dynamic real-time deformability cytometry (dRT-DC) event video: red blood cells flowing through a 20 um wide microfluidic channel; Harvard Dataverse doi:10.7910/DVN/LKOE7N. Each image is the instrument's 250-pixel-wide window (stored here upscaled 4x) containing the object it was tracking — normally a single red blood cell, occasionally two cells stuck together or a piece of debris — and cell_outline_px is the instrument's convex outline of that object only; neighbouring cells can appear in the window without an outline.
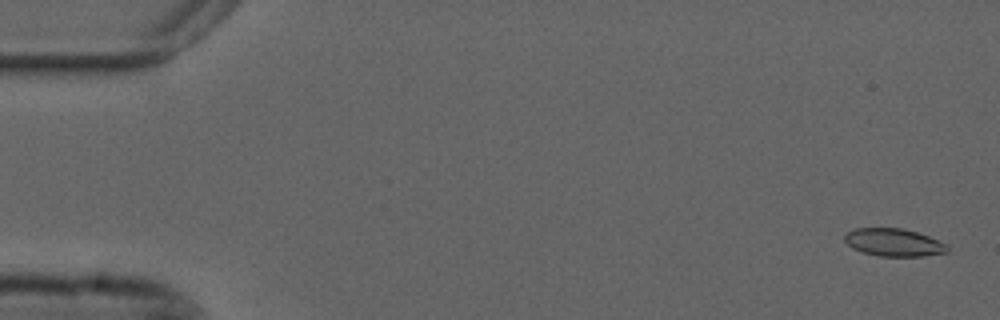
{"species": "common noctule bat (a hibernating species)", "species_latin": "Nyctalus noctula", "temperature_condition": "cold", "stored_images_in_passage": 55, "camera_frame_rate_fps": 3000, "um_per_image_px": 0.085, "animal": {"sex": "male", "forearm_length_mm": 52.5}, "frame": {"image": 1, "passage_image": 2, "time_ms": 0.333, "image_size_px": [1000, 320], "cell_outline_px": [[948, 252], [924, 256], [880, 256], [864, 252], [852, 248], [844, 240], [844, 236], [848, 232], [856, 228], [904, 228], [928, 236], [948, 244]], "centroid_in_image_um": [75.99, 20.6], "position_along_channel_um": 9.0, "area_um2": 16.53}}
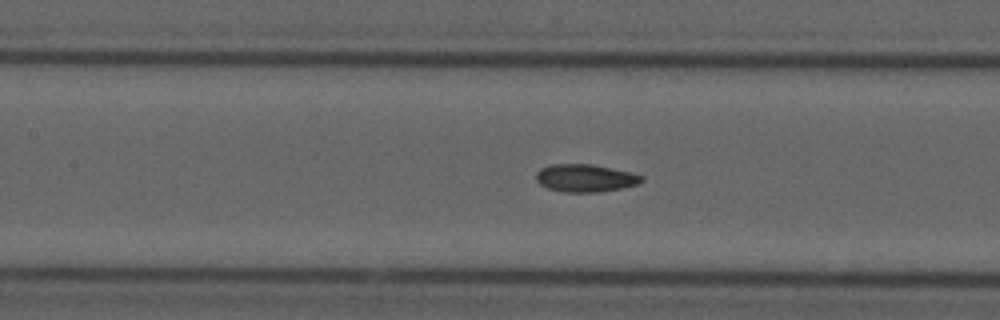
{"frame": {"image": 2, "passage_image": 25, "time_ms": 8.0, "image_size_px": [1000, 320], "cell_outline_px": [[644, 180], [636, 184], [620, 188], [596, 192], [564, 192], [548, 188], [540, 184], [536, 180], [536, 172], [540, 168], [552, 164], [592, 164], [628, 172], [644, 176]], "centroid_in_image_um": [49.71, 15.13], "position_along_channel_um": 157.7, "area_um2": 16.82}}
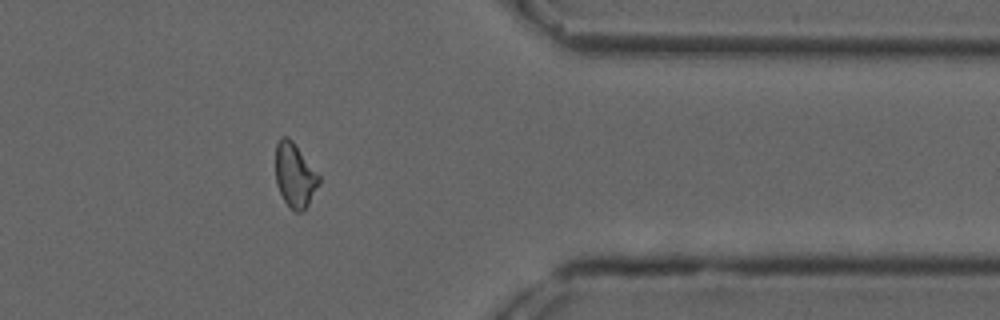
{"frame": {"image": 3, "passage_image": 45, "time_ms": 14.667, "image_size_px": [1000, 320], "cell_outline_px": [[320, 184], [308, 204], [300, 212], [296, 212], [284, 200], [276, 184], [276, 144], [280, 136], [288, 136], [292, 140], [320, 176]], "centroid_in_image_um": [25.06, 14.86], "position_along_channel_um": 386.3, "area_um2": 16.07}, "authors_computed_cell_mechanics": {"area_um2": 16.6464, "velocity_mm_per_s": 3.6897, "shape_relaxation_time_tau1_ms": null, "shape_relaxation_time_tau2_ms": 3.2251, "deformation_change_tau1": null, "deformation_change_tau2": 0.0866}}